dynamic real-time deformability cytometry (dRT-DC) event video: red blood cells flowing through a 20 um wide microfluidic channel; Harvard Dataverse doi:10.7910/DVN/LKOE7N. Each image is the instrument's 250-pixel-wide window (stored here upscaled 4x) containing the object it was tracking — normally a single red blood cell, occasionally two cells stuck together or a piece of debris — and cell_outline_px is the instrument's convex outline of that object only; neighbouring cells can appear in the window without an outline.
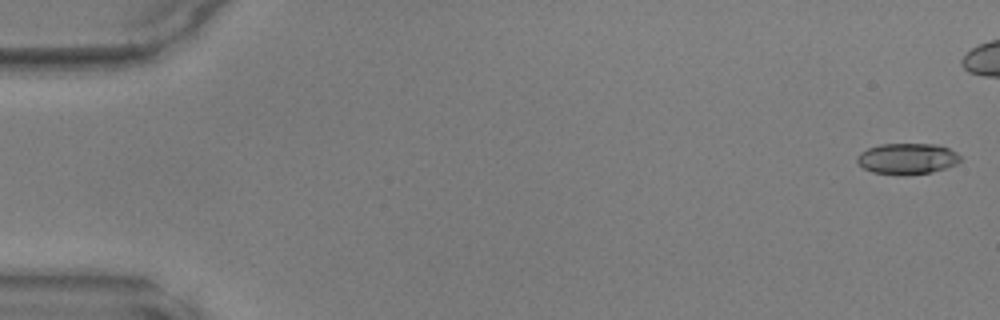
{"species": "common noctule bat (a hibernating species)", "species_latin": "Nyctalus noctula", "temperature_condition": "warm", "stored_images_in_passage": 42, "camera_frame_rate_fps": 3000, "um_per_image_px": 0.085, "animal": {"sex": "male", "body_mass_g": 17.9, "forearm_length_mm": 54.2}, "frame": {"image": 1, "passage_image": 1, "time_ms": 0.0, "image_size_px": [1000, 320], "cell_outline_px": [[960, 160], [956, 164], [932, 172], [908, 176], [904, 176], [872, 172], [864, 168], [856, 160], [856, 156], [860, 152], [868, 148], [880, 144], [936, 144], [948, 148], [956, 152], [960, 156]], "centroid_in_image_um": [77.09, 13.5], "position_along_channel_um": 7.9, "area_um2": 18.79}}
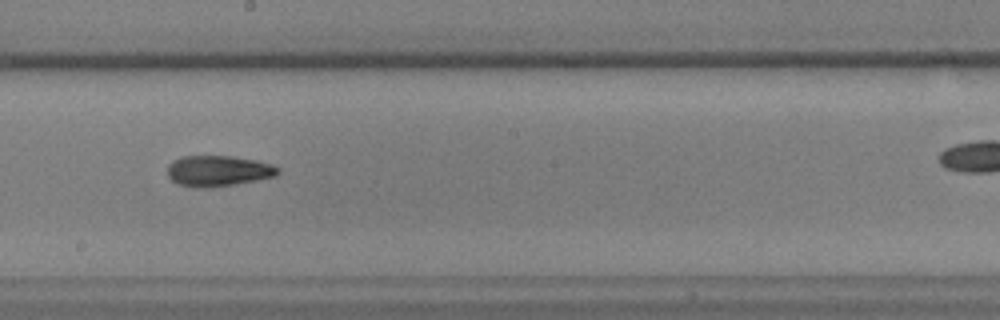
{"frame": {"image": 2, "passage_image": 27, "time_ms": 8.667, "image_size_px": [1000, 320], "cell_outline_px": [[280, 172], [276, 176], [236, 184], [208, 188], [196, 188], [176, 184], [168, 176], [168, 164], [172, 160], [184, 156], [232, 156], [256, 160], [272, 164], [280, 168]], "centroid_in_image_um": [18.54, 14.53], "position_along_channel_um": 229.7, "area_um2": 20.06}}
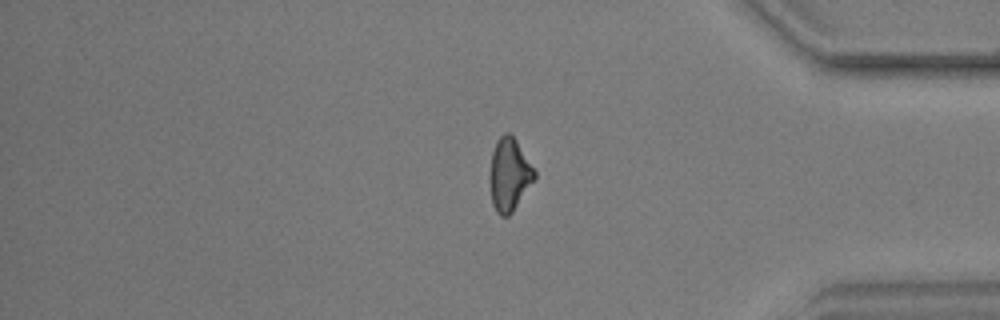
{"frame": {"image": 3, "passage_image": 40, "time_ms": 13.0, "image_size_px": [1000, 320], "cell_outline_px": [[536, 180], [512, 212], [508, 216], [500, 216], [496, 212], [492, 204], [488, 180], [488, 176], [492, 152], [496, 140], [504, 132], [508, 132], [516, 140], [536, 172]], "centroid_in_image_um": [43.27, 14.86], "position_along_channel_um": 391.9, "area_um2": 19.36}}